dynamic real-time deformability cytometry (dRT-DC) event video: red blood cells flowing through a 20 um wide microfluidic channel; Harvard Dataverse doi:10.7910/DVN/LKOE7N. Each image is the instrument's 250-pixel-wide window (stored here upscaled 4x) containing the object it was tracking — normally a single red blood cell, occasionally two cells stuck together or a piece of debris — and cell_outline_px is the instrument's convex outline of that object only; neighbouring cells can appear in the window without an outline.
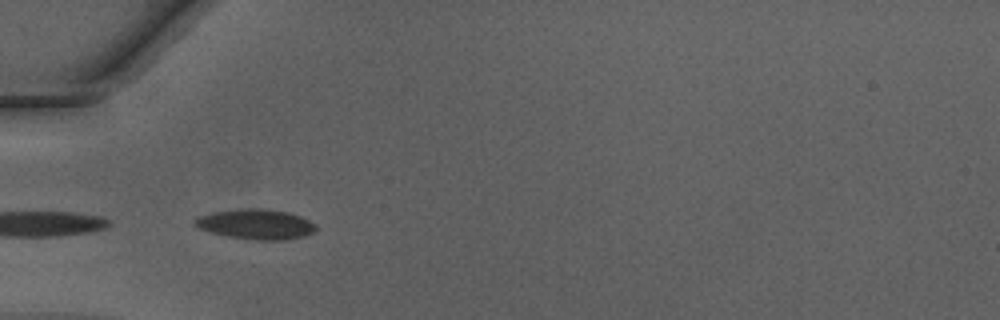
{"species": "Egyptian fruit bat (a non-hibernating species)", "species_latin": "Rousettus aegyptiacus", "temperature_condition": "warm", "stored_images_in_passage": 7, "camera_frame_rate_fps": 3000, "um_per_image_px": 0.085, "animal": {"sex": "male"}, "frame": {"image": 1, "passage_image": 5, "time_ms": 1.333, "image_size_px": [1000, 320], "cell_outline_px": [[316, 228], [312, 232], [304, 236], [284, 240], [256, 240], [228, 236], [212, 232], [200, 228], [192, 224], [192, 220], [200, 216], [212, 212], [244, 208], [264, 208], [288, 212], [300, 216], [316, 224]], "centroid_in_image_um": [21.74, 19.05], "position_along_channel_um": 63.3, "area_um2": 21.15}}